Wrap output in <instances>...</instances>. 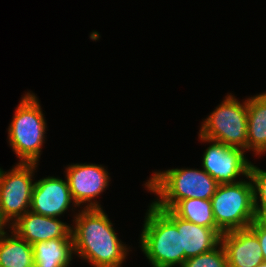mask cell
<instances>
[{
  "instance_id": "obj_1",
  "label": "cell",
  "mask_w": 266,
  "mask_h": 267,
  "mask_svg": "<svg viewBox=\"0 0 266 267\" xmlns=\"http://www.w3.org/2000/svg\"><path fill=\"white\" fill-rule=\"evenodd\" d=\"M74 218V254L94 267H121L128 248L117 237L113 224L102 207H84Z\"/></svg>"
},
{
  "instance_id": "obj_2",
  "label": "cell",
  "mask_w": 266,
  "mask_h": 267,
  "mask_svg": "<svg viewBox=\"0 0 266 267\" xmlns=\"http://www.w3.org/2000/svg\"><path fill=\"white\" fill-rule=\"evenodd\" d=\"M145 186L159 196L152 204L158 209H172L188 198L210 200L219 183L203 169L175 168L154 172Z\"/></svg>"
},
{
  "instance_id": "obj_3",
  "label": "cell",
  "mask_w": 266,
  "mask_h": 267,
  "mask_svg": "<svg viewBox=\"0 0 266 267\" xmlns=\"http://www.w3.org/2000/svg\"><path fill=\"white\" fill-rule=\"evenodd\" d=\"M140 244L152 267H181L184 263L181 230L152 203L146 213Z\"/></svg>"
},
{
  "instance_id": "obj_4",
  "label": "cell",
  "mask_w": 266,
  "mask_h": 267,
  "mask_svg": "<svg viewBox=\"0 0 266 267\" xmlns=\"http://www.w3.org/2000/svg\"><path fill=\"white\" fill-rule=\"evenodd\" d=\"M46 122L34 93H26L8 128L9 144L22 163H38L44 143Z\"/></svg>"
},
{
  "instance_id": "obj_5",
  "label": "cell",
  "mask_w": 266,
  "mask_h": 267,
  "mask_svg": "<svg viewBox=\"0 0 266 267\" xmlns=\"http://www.w3.org/2000/svg\"><path fill=\"white\" fill-rule=\"evenodd\" d=\"M247 179L249 181L219 184L210 199L216 226L223 233L248 228L257 218L253 186L249 176Z\"/></svg>"
},
{
  "instance_id": "obj_6",
  "label": "cell",
  "mask_w": 266,
  "mask_h": 267,
  "mask_svg": "<svg viewBox=\"0 0 266 267\" xmlns=\"http://www.w3.org/2000/svg\"><path fill=\"white\" fill-rule=\"evenodd\" d=\"M202 123L199 135L247 150V100L241 104L228 94Z\"/></svg>"
},
{
  "instance_id": "obj_7",
  "label": "cell",
  "mask_w": 266,
  "mask_h": 267,
  "mask_svg": "<svg viewBox=\"0 0 266 267\" xmlns=\"http://www.w3.org/2000/svg\"><path fill=\"white\" fill-rule=\"evenodd\" d=\"M38 163L19 162L9 172L0 168V212L8 221L14 223L20 216L30 211L32 183Z\"/></svg>"
},
{
  "instance_id": "obj_8",
  "label": "cell",
  "mask_w": 266,
  "mask_h": 267,
  "mask_svg": "<svg viewBox=\"0 0 266 267\" xmlns=\"http://www.w3.org/2000/svg\"><path fill=\"white\" fill-rule=\"evenodd\" d=\"M200 140L212 142L205 150L202 167L219 184L236 183L239 175L249 174L250 161L244 156V150L238 147L227 146L223 143L209 140L199 135Z\"/></svg>"
},
{
  "instance_id": "obj_9",
  "label": "cell",
  "mask_w": 266,
  "mask_h": 267,
  "mask_svg": "<svg viewBox=\"0 0 266 267\" xmlns=\"http://www.w3.org/2000/svg\"><path fill=\"white\" fill-rule=\"evenodd\" d=\"M109 173L102 165L72 164L66 167V179L74 203L80 206L88 202L85 208H101L95 200L109 185Z\"/></svg>"
},
{
  "instance_id": "obj_10",
  "label": "cell",
  "mask_w": 266,
  "mask_h": 267,
  "mask_svg": "<svg viewBox=\"0 0 266 267\" xmlns=\"http://www.w3.org/2000/svg\"><path fill=\"white\" fill-rule=\"evenodd\" d=\"M30 211L47 217L57 218L74 204L69 185L57 177H46L34 182Z\"/></svg>"
},
{
  "instance_id": "obj_11",
  "label": "cell",
  "mask_w": 266,
  "mask_h": 267,
  "mask_svg": "<svg viewBox=\"0 0 266 267\" xmlns=\"http://www.w3.org/2000/svg\"><path fill=\"white\" fill-rule=\"evenodd\" d=\"M9 225L20 238L29 244L51 239H73L72 227L58 218L47 217L28 211Z\"/></svg>"
},
{
  "instance_id": "obj_12",
  "label": "cell",
  "mask_w": 266,
  "mask_h": 267,
  "mask_svg": "<svg viewBox=\"0 0 266 267\" xmlns=\"http://www.w3.org/2000/svg\"><path fill=\"white\" fill-rule=\"evenodd\" d=\"M221 243L228 267H255L264 261L259 239L249 227L224 232Z\"/></svg>"
},
{
  "instance_id": "obj_13",
  "label": "cell",
  "mask_w": 266,
  "mask_h": 267,
  "mask_svg": "<svg viewBox=\"0 0 266 267\" xmlns=\"http://www.w3.org/2000/svg\"><path fill=\"white\" fill-rule=\"evenodd\" d=\"M181 230L184 261L214 249L221 242L219 228L199 226L178 217L171 209H160Z\"/></svg>"
},
{
  "instance_id": "obj_14",
  "label": "cell",
  "mask_w": 266,
  "mask_h": 267,
  "mask_svg": "<svg viewBox=\"0 0 266 267\" xmlns=\"http://www.w3.org/2000/svg\"><path fill=\"white\" fill-rule=\"evenodd\" d=\"M266 152V92L247 99V150Z\"/></svg>"
},
{
  "instance_id": "obj_15",
  "label": "cell",
  "mask_w": 266,
  "mask_h": 267,
  "mask_svg": "<svg viewBox=\"0 0 266 267\" xmlns=\"http://www.w3.org/2000/svg\"><path fill=\"white\" fill-rule=\"evenodd\" d=\"M34 267H69L74 253L73 239H51L32 244Z\"/></svg>"
},
{
  "instance_id": "obj_16",
  "label": "cell",
  "mask_w": 266,
  "mask_h": 267,
  "mask_svg": "<svg viewBox=\"0 0 266 267\" xmlns=\"http://www.w3.org/2000/svg\"><path fill=\"white\" fill-rule=\"evenodd\" d=\"M1 267H34L32 245L20 238L13 230L11 236H0Z\"/></svg>"
},
{
  "instance_id": "obj_17",
  "label": "cell",
  "mask_w": 266,
  "mask_h": 267,
  "mask_svg": "<svg viewBox=\"0 0 266 267\" xmlns=\"http://www.w3.org/2000/svg\"><path fill=\"white\" fill-rule=\"evenodd\" d=\"M178 217L208 228H218L210 200L188 198L180 200L172 209Z\"/></svg>"
},
{
  "instance_id": "obj_18",
  "label": "cell",
  "mask_w": 266,
  "mask_h": 267,
  "mask_svg": "<svg viewBox=\"0 0 266 267\" xmlns=\"http://www.w3.org/2000/svg\"><path fill=\"white\" fill-rule=\"evenodd\" d=\"M181 267H228L224 246L220 242L214 249L186 259Z\"/></svg>"
},
{
  "instance_id": "obj_19",
  "label": "cell",
  "mask_w": 266,
  "mask_h": 267,
  "mask_svg": "<svg viewBox=\"0 0 266 267\" xmlns=\"http://www.w3.org/2000/svg\"><path fill=\"white\" fill-rule=\"evenodd\" d=\"M248 176L253 186L254 210L258 217L266 209V171L250 163Z\"/></svg>"
},
{
  "instance_id": "obj_20",
  "label": "cell",
  "mask_w": 266,
  "mask_h": 267,
  "mask_svg": "<svg viewBox=\"0 0 266 267\" xmlns=\"http://www.w3.org/2000/svg\"><path fill=\"white\" fill-rule=\"evenodd\" d=\"M249 228L257 235L264 261H266V227L256 218Z\"/></svg>"
},
{
  "instance_id": "obj_21",
  "label": "cell",
  "mask_w": 266,
  "mask_h": 267,
  "mask_svg": "<svg viewBox=\"0 0 266 267\" xmlns=\"http://www.w3.org/2000/svg\"><path fill=\"white\" fill-rule=\"evenodd\" d=\"M6 224L8 225V221L2 216V213L0 212V236L4 233H7L4 230V226L6 227Z\"/></svg>"
},
{
  "instance_id": "obj_22",
  "label": "cell",
  "mask_w": 266,
  "mask_h": 267,
  "mask_svg": "<svg viewBox=\"0 0 266 267\" xmlns=\"http://www.w3.org/2000/svg\"><path fill=\"white\" fill-rule=\"evenodd\" d=\"M257 219L266 227V209L257 217Z\"/></svg>"
},
{
  "instance_id": "obj_23",
  "label": "cell",
  "mask_w": 266,
  "mask_h": 267,
  "mask_svg": "<svg viewBox=\"0 0 266 267\" xmlns=\"http://www.w3.org/2000/svg\"><path fill=\"white\" fill-rule=\"evenodd\" d=\"M255 267H266V261H263L262 263H260L259 265Z\"/></svg>"
}]
</instances>
